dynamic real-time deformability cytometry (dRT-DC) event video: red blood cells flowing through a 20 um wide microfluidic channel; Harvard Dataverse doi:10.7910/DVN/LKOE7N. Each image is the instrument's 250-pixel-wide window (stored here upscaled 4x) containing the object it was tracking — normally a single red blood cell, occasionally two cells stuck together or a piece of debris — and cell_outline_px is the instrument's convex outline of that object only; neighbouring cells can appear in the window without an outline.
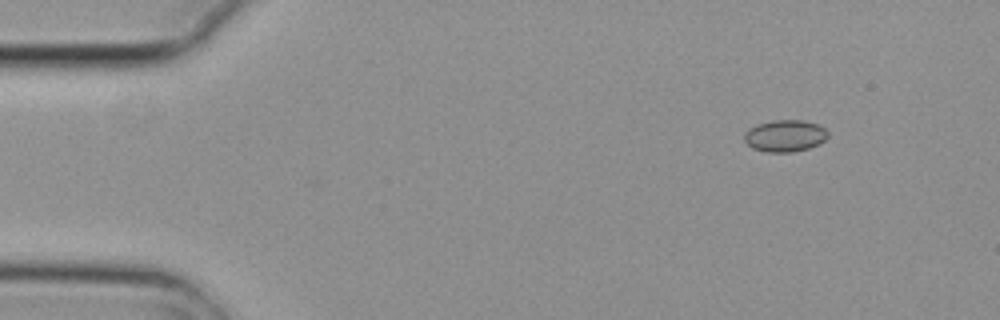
{"species": "common noctule bat (a hibernating species)", "species_latin": "Nyctalus noctula", "temperature_condition": "cold", "stored_images_in_passage": 5, "camera_frame_rate_fps": 3000, "um_per_image_px": 0.085, "animal": {"sex": "female", "body_mass_g": 29.2, "forearm_length_mm": 56.3}, "frame": {"image": 1, "passage_image": 2, "time_ms": 0.333, "image_size_px": [1000, 320], "cell_outline_px": [[828, 136], [820, 144], [808, 148], [792, 152], [764, 152], [752, 148], [744, 140], [744, 132], [748, 128], [756, 124], [772, 120], [804, 120], [816, 124], [824, 128], [828, 132]], "centroid_in_image_um": [66.7, 11.54], "position_along_channel_um": 18.3, "area_um2": 15.66}}